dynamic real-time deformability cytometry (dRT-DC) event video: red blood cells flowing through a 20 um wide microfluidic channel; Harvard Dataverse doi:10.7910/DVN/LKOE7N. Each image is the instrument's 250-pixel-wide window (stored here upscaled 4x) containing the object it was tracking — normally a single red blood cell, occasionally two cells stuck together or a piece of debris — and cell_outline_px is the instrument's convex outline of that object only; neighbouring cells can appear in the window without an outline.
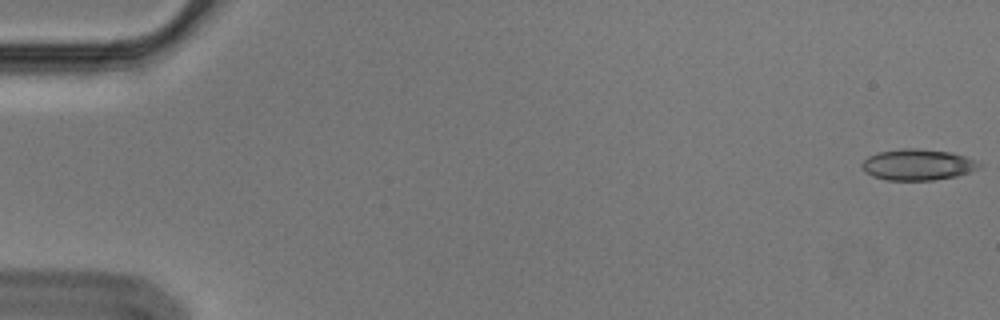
{"species": "Egyptian fruit bat (a non-hibernating species)", "species_latin": "Rousettus aegyptiacus", "temperature_condition": "cold", "stored_images_in_passage": 10, "camera_frame_rate_fps": 3000, "um_per_image_px": 0.085, "animal": {"sex": "male"}, "frame": {"image": 1, "passage_image": 1, "time_ms": 0.0, "image_size_px": [1000, 320], "cell_outline_px": [[984, 164], [980, 168], [956, 176], [932, 180], [888, 180], [872, 176], [864, 172], [860, 164], [868, 156], [880, 152], [900, 148], [916, 148], [952, 152], [976, 160]], "centroid_in_image_um": [78.01, 13.99], "position_along_channel_um": 7.0, "area_um2": 21.39}}